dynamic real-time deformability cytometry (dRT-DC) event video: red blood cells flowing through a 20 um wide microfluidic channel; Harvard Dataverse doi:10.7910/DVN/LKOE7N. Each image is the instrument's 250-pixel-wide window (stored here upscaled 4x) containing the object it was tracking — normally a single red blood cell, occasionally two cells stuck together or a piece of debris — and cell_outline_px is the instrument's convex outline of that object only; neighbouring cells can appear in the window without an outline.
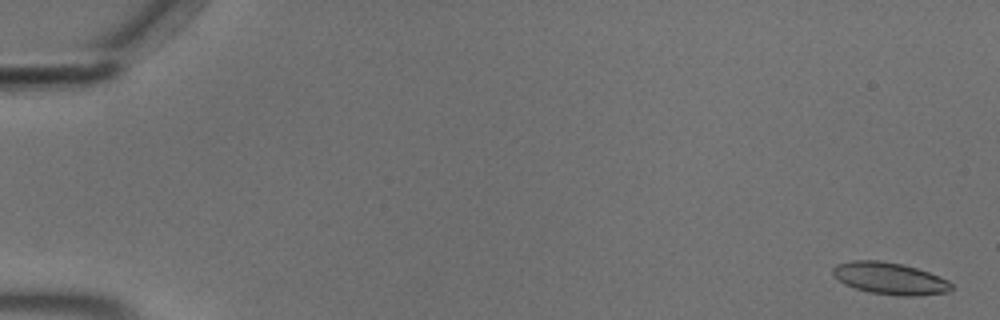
{"species": "common noctule bat (a hibernating species)", "species_latin": "Nyctalus noctula", "temperature_condition": "cold", "stored_images_in_passage": 56, "camera_frame_rate_fps": 3000, "um_per_image_px": 0.085, "animal": {"sex": "male", "body_mass_g": 18.8}, "frame": {"image": 1, "passage_image": 2, "time_ms": 0.333, "image_size_px": [1000, 320], "cell_outline_px": [[952, 288], [948, 292], [916, 296], [900, 296], [868, 292], [844, 284], [832, 272], [832, 268], [836, 264], [852, 260], [880, 260], [904, 264], [940, 276], [948, 280], [952, 284]], "centroid_in_image_um": [75.65, 23.66], "position_along_channel_um": 9.4, "area_um2": 22.14}}
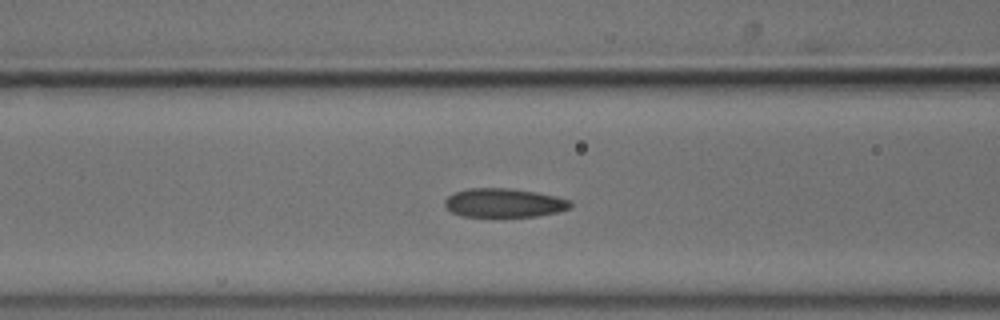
{"frame": {"image": 2, "passage_image": 24, "time_ms": 7.667, "image_size_px": [1000, 320], "cell_outline_px": [[572, 208], [556, 212], [536, 216], [460, 216], [444, 208], [444, 200], [448, 196], [456, 192], [468, 188], [512, 188], [536, 192], [556, 196], [572, 200]], "centroid_in_image_um": [42.84, 17.23], "position_along_channel_um": 123.8, "area_um2": 21.27}}
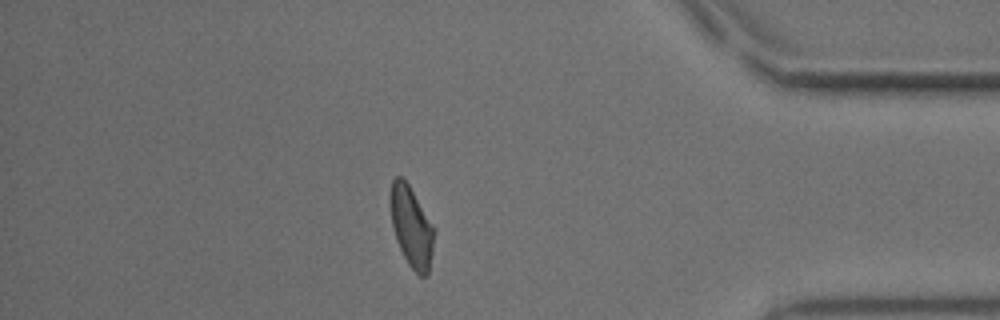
{"frame": {"image": 3, "passage_image": 49, "time_ms": 16.0, "image_size_px": [1000, 320], "cell_outline_px": [[436, 228], [428, 276], [420, 276], [408, 264], [396, 240], [392, 224], [388, 200], [392, 180], [396, 176], [404, 176]], "centroid_in_image_um": [34.97, 19.21], "position_along_channel_um": 400.2, "area_um2": 21.1}, "authors_computed_cell_mechanics": {"area_um2": 21.5016, "velocity_mm_per_s": 3.675, "shape_relaxation_time_tau1_ms": 8.6272, "shape_relaxation_time_tau2_ms": 1.7471, "deformation_change_tau1": 0.1889, "deformation_change_tau2": 0.0682}}